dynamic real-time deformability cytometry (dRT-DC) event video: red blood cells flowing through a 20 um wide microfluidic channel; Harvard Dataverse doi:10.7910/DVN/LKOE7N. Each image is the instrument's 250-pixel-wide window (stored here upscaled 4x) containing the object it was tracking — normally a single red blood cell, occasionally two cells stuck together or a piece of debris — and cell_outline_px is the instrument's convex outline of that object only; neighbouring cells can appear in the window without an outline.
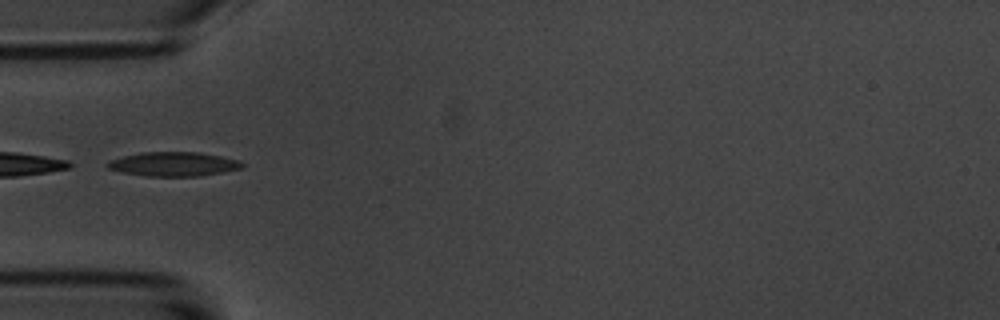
{"species": "common noctule bat (a hibernating species)", "species_latin": "Nyctalus noctula", "temperature_condition": "room temperature", "stored_images_in_passage": 23, "camera_frame_rate_fps": 3000, "um_per_image_px": 0.085, "animal": {"sex": "male", "body_mass_g": 20.1, "forearm_length_mm": 53.5}, "frame": {"image": 1, "passage_image": 1, "time_ms": 0.0, "image_size_px": [1000, 320], "cell_outline_px": [[244, 168], [224, 172], [200, 176], [148, 176], [124, 172], [108, 168], [104, 164], [108, 160], [140, 152], [200, 152], [240, 160], [244, 164]], "centroid_in_image_um": [14.78, 13.94], "position_along_channel_um": 70.2, "area_um2": 19.07}}
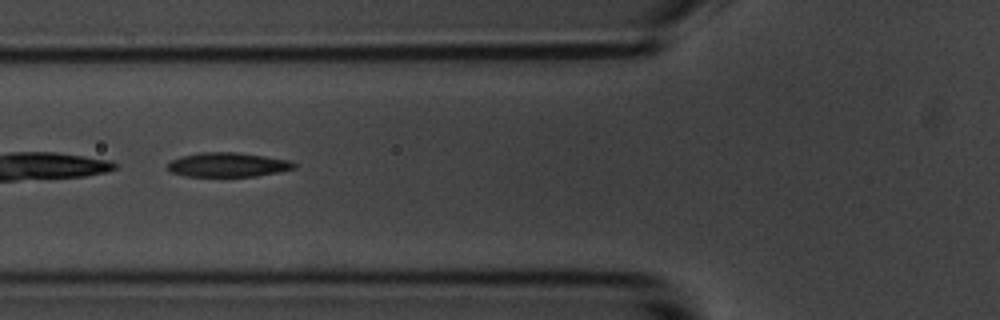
{"frame": {"image": 2, "passage_image": 4, "time_ms": 1.0, "image_size_px": [1000, 320], "cell_outline_px": [[296, 168], [280, 172], [256, 176], [184, 176], [172, 172], [168, 168], [168, 164], [172, 160], [180, 156], [200, 152], [236, 152], [264, 156], [288, 160], [296, 164]], "centroid_in_image_um": [19.37, 14.0], "position_along_channel_um": 106.4, "area_um2": 17.86}}
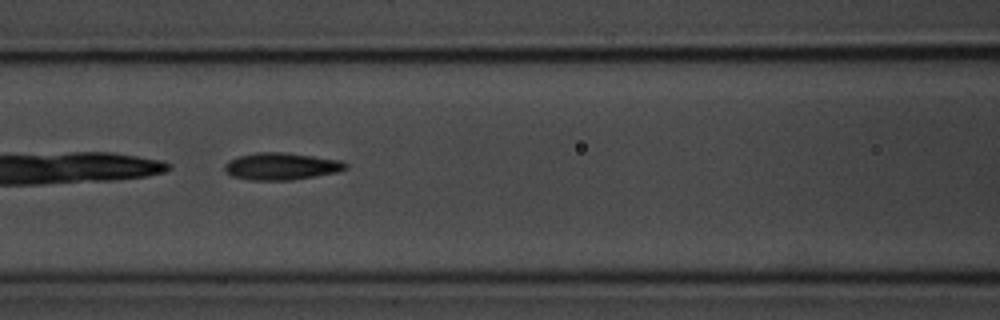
{"frame": {"image": 3, "passage_image": 7, "time_ms": 2.0, "image_size_px": [1000, 320], "cell_outline_px": [[348, 168], [336, 172], [292, 180], [252, 180], [232, 176], [224, 168], [224, 164], [228, 160], [240, 156], [256, 152], [284, 152], [340, 160], [348, 164]], "centroid_in_image_um": [23.91, 14.13], "position_along_channel_um": 142.7, "area_um2": 18.96}}